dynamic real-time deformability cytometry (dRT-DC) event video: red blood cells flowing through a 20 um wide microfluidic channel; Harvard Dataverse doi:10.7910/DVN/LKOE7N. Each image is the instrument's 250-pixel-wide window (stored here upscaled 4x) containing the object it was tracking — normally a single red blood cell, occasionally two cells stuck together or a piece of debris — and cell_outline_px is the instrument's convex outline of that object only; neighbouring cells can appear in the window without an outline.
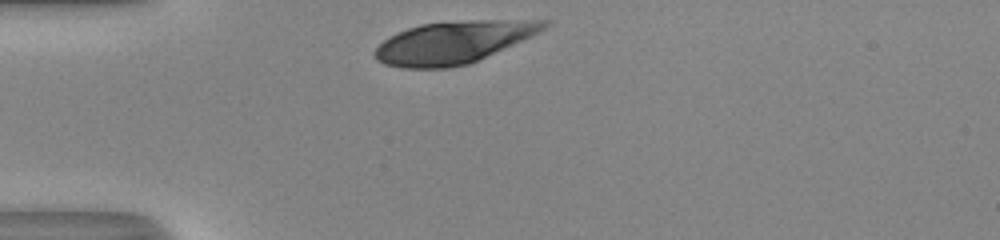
{"species": "human", "species_latin": "Homo sapiens", "temperature_condition": "room temperature", "stored_images_in_passage": 28, "camera_frame_rate_fps": 3000, "um_per_image_px": 0.085, "donor": {"sex": "male"}, "frame": {"image": 1, "passage_image": 1, "time_ms": 0.0, "image_size_px": [1000, 240], "cell_outline_px": [[552, 24], [540, 32], [532, 36], [468, 64], [448, 68], [400, 68], [384, 64], [376, 60], [372, 52], [388, 36], [408, 28], [420, 24], [468, 20], [552, 20]], "centroid_in_image_um": [38.54, 3.59], "position_along_channel_um": 46.5, "area_um2": 41.73}}
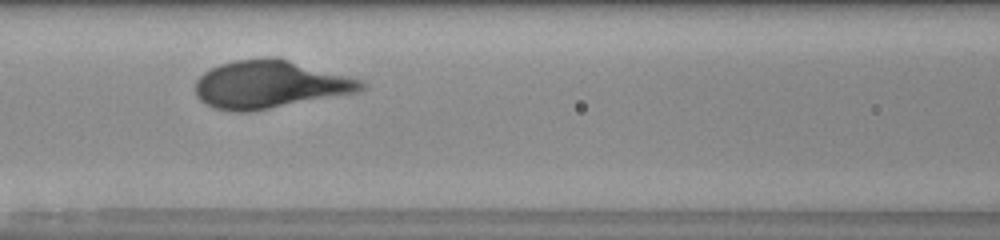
{"frame": {"image": 2, "passage_image": 10, "time_ms": 3.0, "image_size_px": [1000, 240], "cell_outline_px": [[368, 88], [360, 92], [248, 112], [232, 112], [216, 108], [204, 104], [196, 96], [196, 80], [204, 72], [220, 64], [232, 60], [268, 56], [288, 60], [364, 80], [368, 84]], "centroid_in_image_um": [22.96, 7.18], "position_along_channel_um": 143.6, "area_um2": 46.47}}
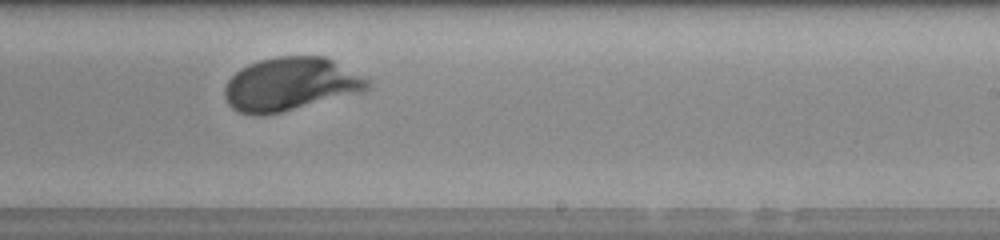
{"frame": {"image": 3, "passage_image": 19, "time_ms": 6.0, "image_size_px": [1000, 240], "cell_outline_px": [[372, 84], [368, 88], [360, 92], [264, 116], [252, 116], [240, 112], [232, 108], [228, 104], [224, 96], [224, 88], [228, 80], [240, 68], [248, 64], [260, 60], [276, 56], [324, 56], [372, 80]], "centroid_in_image_um": [24.66, 7.15], "position_along_channel_um": 264.3, "area_um2": 44.33}, "authors_computed_cell_mechanics": {"area_um2": 44.4193, "velocity_mm_per_s": 4.0385, "shape_relaxation_time_tau1_ms": 2.1021, "shape_relaxation_time_tau2_ms": null, "deformation_change_tau1": 0.177, "deformation_change_tau2": null}}